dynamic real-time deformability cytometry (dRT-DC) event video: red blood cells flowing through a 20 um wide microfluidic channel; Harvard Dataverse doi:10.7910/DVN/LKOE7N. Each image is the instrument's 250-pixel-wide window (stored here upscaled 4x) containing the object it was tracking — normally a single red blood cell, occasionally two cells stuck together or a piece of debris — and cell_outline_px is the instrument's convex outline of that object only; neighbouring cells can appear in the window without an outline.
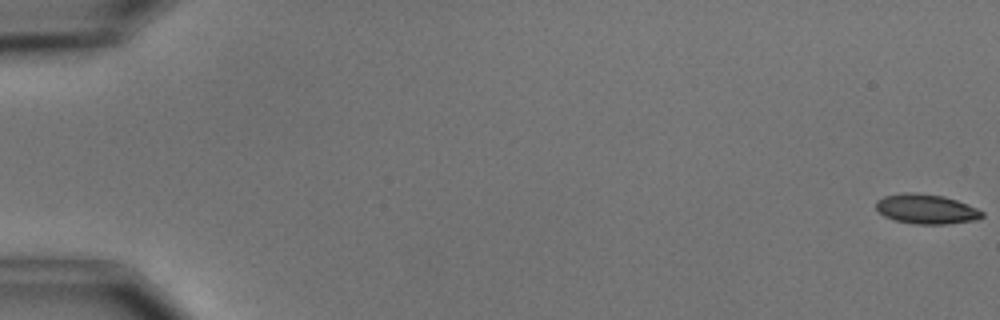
{"species": "common noctule bat (a hibernating species)", "species_latin": "Nyctalus noctula", "temperature_condition": "cold", "stored_images_in_passage": 5, "camera_frame_rate_fps": 3000, "um_per_image_px": 0.085, "animal": {"sex": "male", "body_mass_g": 15.6}, "frame": {"image": 1, "passage_image": 1, "time_ms": 0.0, "image_size_px": [1000, 320], "cell_outline_px": [[984, 216], [976, 220], [948, 224], [916, 224], [896, 220], [884, 216], [876, 208], [876, 200], [884, 196], [904, 192], [916, 192], [944, 196], [956, 200], [976, 208], [984, 212]], "centroid_in_image_um": [78.73, 17.76], "position_along_channel_um": 6.3, "area_um2": 18.38}}
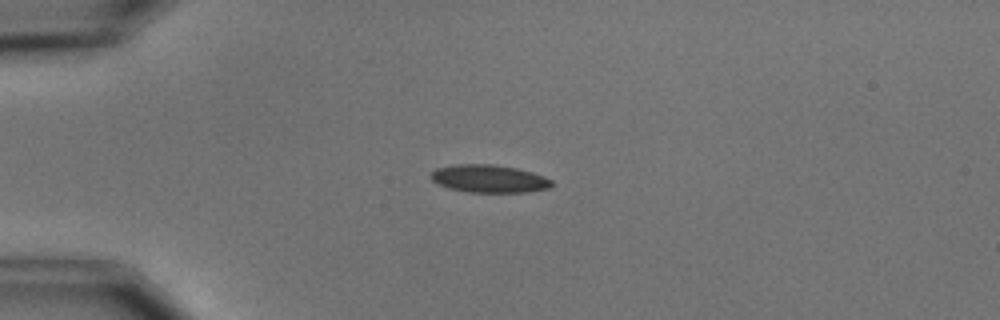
{"frame": {"image": 2, "passage_image": 5, "time_ms": 4.667, "image_size_px": [1000, 320], "cell_outline_px": [[552, 184], [548, 188], [528, 192], [468, 192], [448, 188], [436, 184], [428, 176], [436, 168], [456, 164], [492, 164], [516, 168], [532, 172], [544, 176], [552, 180]], "centroid_in_image_um": [41.53, 15.19], "position_along_channel_um": 43.5, "area_um2": 19.65}}